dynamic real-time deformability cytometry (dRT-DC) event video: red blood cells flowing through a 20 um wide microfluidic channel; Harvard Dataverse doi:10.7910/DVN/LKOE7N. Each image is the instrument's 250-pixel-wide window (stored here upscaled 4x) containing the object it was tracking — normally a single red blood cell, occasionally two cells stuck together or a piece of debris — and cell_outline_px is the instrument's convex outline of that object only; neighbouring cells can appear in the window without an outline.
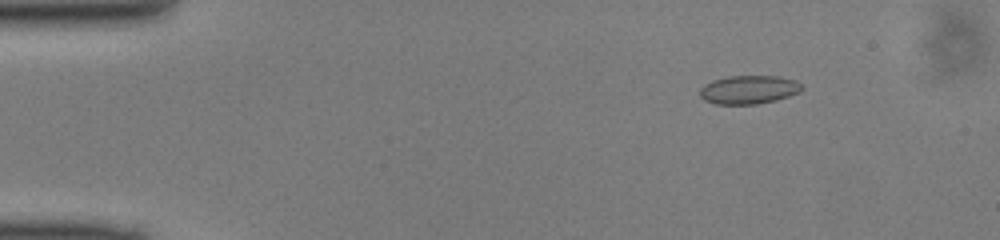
{"species": "common noctule bat (a hibernating species)", "species_latin": "Nyctalus noctula", "temperature_condition": "cold", "stored_images_in_passage": 50, "camera_frame_rate_fps": 3000, "um_per_image_px": 0.085, "animal": {"sex": "male", "body_mass_g": 13.0, "forearm_length_mm": 53.1}, "frame": {"image": 1, "passage_image": 7, "time_ms": 2.0, "image_size_px": [1000, 240], "cell_outline_px": [[804, 88], [800, 92], [776, 100], [756, 104], [716, 104], [704, 100], [700, 96], [700, 88], [704, 84], [712, 80], [728, 76], [780, 76], [796, 80]], "centroid_in_image_um": [63.64, 7.61], "position_along_channel_um": 21.4, "area_um2": 17.05}}
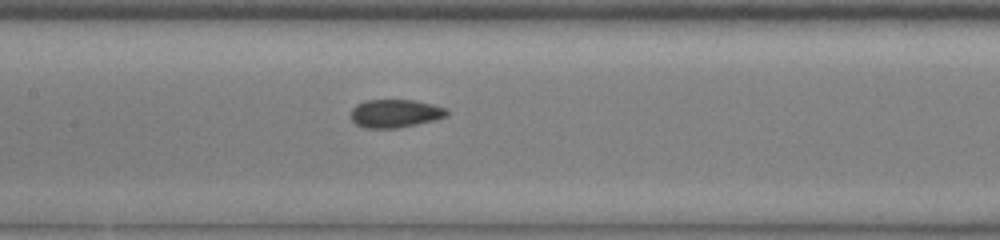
{"frame": {"image": 2, "passage_image": 24, "time_ms": 7.667, "image_size_px": [1000, 240], "cell_outline_px": [[448, 116], [436, 120], [396, 128], [364, 128], [356, 124], [352, 120], [352, 108], [356, 104], [364, 100], [416, 100], [448, 108]], "centroid_in_image_um": [33.62, 9.63], "position_along_channel_um": 173.8, "area_um2": 15.9}}
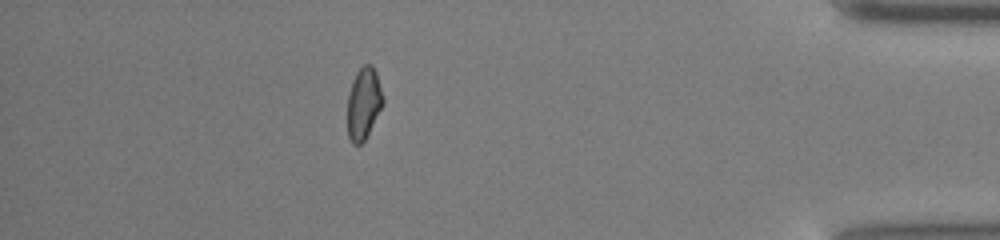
{"frame": {"image": 3, "passage_image": 44, "time_ms": 14.333, "image_size_px": [1000, 240], "cell_outline_px": [[384, 104], [364, 140], [360, 144], [352, 144], [348, 136], [348, 92], [352, 80], [356, 72], [364, 64], [372, 64], [376, 72], [384, 96]], "centroid_in_image_um": [30.92, 8.76], "position_along_channel_um": 404.3, "area_um2": 14.97}}